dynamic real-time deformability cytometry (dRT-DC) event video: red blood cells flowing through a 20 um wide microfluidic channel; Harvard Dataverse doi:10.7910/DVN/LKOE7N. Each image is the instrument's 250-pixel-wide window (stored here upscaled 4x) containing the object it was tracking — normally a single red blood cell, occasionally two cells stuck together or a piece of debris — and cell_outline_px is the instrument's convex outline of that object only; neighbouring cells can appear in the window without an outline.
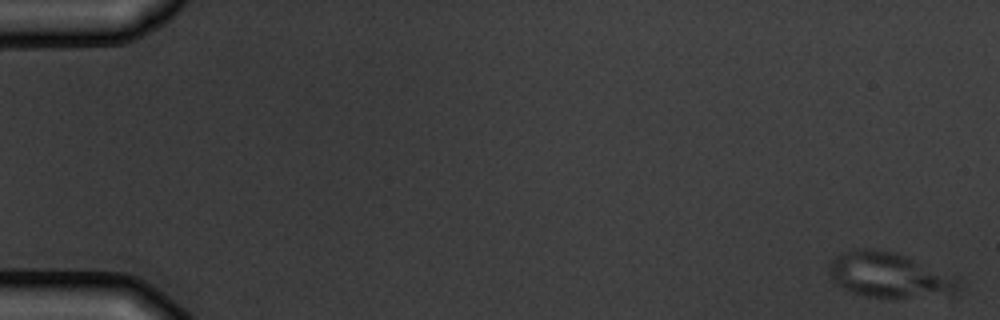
{"species": "common noctule bat (a hibernating species)", "species_latin": "Nyctalus noctula", "temperature_condition": "warm", "stored_images_in_passage": 8, "camera_frame_rate_fps": 3000, "um_per_image_px": 0.085, "animal": {"sex": "male", "body_mass_g": 19.5, "forearm_length_mm": 54.6}, "frame": {"image": 1, "passage_image": 1, "time_ms": 0.0, "image_size_px": [1000, 320], "cell_outline_px": [[960, 288], [952, 292], [892, 300], [864, 296], [852, 292], [836, 284], [832, 280], [828, 272], [828, 264], [840, 252], [856, 248], [868, 248], [892, 252], [904, 256], [960, 280]], "centroid_in_image_um": [75.45, 23.4], "position_along_channel_um": 9.6, "area_um2": 33.7}}
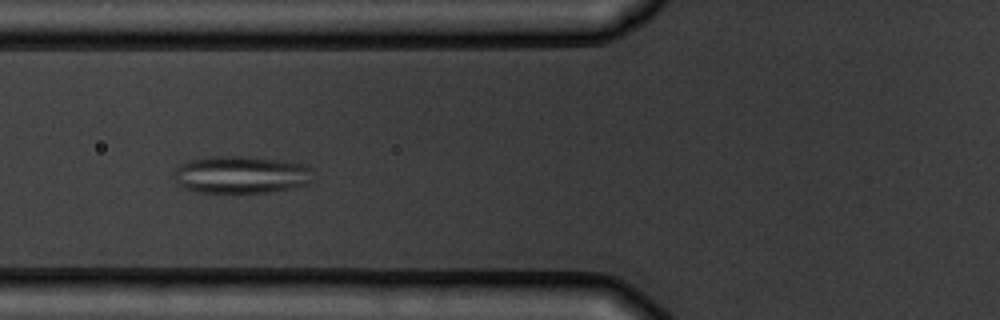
{"frame": {"image": 2, "passage_image": 6, "time_ms": 6.667, "image_size_px": [1000, 320], "cell_outline_px": [[312, 180], [308, 184], [268, 192], [200, 192], [184, 188], [172, 176], [172, 172], [180, 164], [188, 160], [208, 156], [248, 156], [284, 160], [304, 164], [308, 168]], "centroid_in_image_um": [20.44, 14.82], "position_along_channel_um": 105.4, "area_um2": 30.35}}